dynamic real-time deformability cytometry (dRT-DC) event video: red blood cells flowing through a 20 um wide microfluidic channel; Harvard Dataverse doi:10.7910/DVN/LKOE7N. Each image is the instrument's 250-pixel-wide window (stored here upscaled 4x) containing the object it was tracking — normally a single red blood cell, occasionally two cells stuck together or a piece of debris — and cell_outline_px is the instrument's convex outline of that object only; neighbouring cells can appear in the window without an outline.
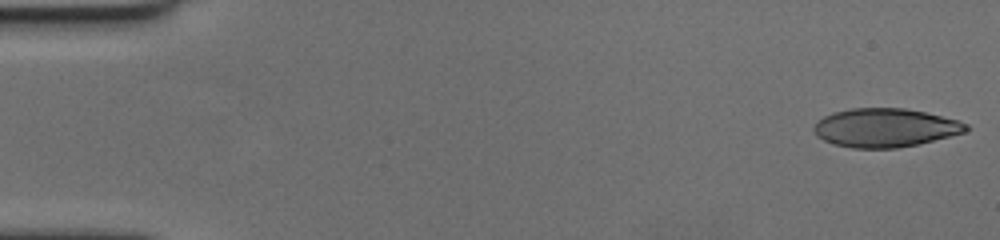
{"species": "human", "species_latin": "Homo sapiens", "temperature_condition": "cold", "stored_images_in_passage": 58, "camera_frame_rate_fps": 3000, "um_per_image_px": 0.085, "donor": {"sex": "female"}, "frame": {"image": 1, "passage_image": 1, "time_ms": 0.0, "image_size_px": [1000, 240], "cell_outline_px": [[968, 132], [916, 144], [896, 148], [852, 148], [832, 144], [816, 136], [812, 128], [816, 120], [832, 112], [852, 108], [904, 108], [924, 112], [956, 120], [968, 124]], "centroid_in_image_um": [75.18, 10.86], "position_along_channel_um": 9.8, "area_um2": 34.33}}
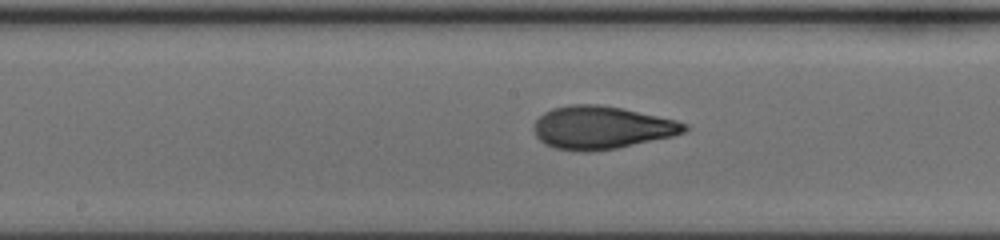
{"frame": {"image": 2, "passage_image": 30, "time_ms": 9.667, "image_size_px": [1000, 240], "cell_outline_px": [[688, 128], [684, 132], [672, 136], [616, 148], [588, 152], [584, 152], [556, 148], [544, 144], [536, 136], [532, 128], [536, 120], [544, 112], [552, 108], [568, 104], [600, 104], [620, 108], [676, 120], [688, 124]], "centroid_in_image_um": [51.09, 10.84], "position_along_channel_um": 197.1, "area_um2": 37.51}}
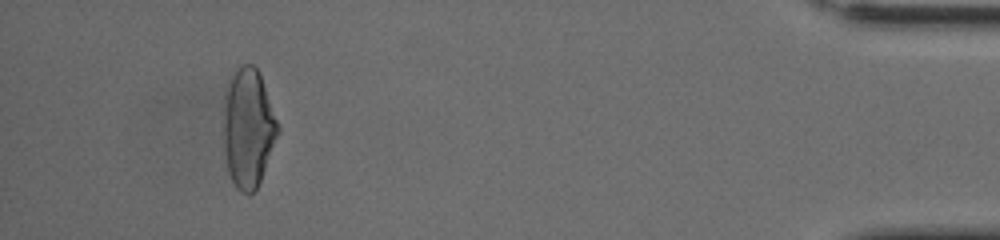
{"frame": {"image": 3, "passage_image": 54, "time_ms": 17.667, "image_size_px": [1000, 240], "cell_outline_px": [[280, 132], [260, 180], [256, 188], [248, 196], [240, 192], [236, 188], [228, 172], [224, 152], [224, 96], [228, 84], [236, 68], [244, 64], [252, 64], [260, 72], [280, 128]], "centroid_in_image_um": [21.1, 10.89], "position_along_channel_um": 414.1, "area_um2": 37.86}, "authors_computed_cell_mechanics": {"area_um2": 36.5007, "velocity_mm_per_s": 3.5225, "shape_relaxation_time_tau1_ms": 6.6094, "shape_relaxation_time_tau2_ms": 1.0945, "deformation_change_tau1": 0.2391, "deformation_change_tau2": 0.0748}}